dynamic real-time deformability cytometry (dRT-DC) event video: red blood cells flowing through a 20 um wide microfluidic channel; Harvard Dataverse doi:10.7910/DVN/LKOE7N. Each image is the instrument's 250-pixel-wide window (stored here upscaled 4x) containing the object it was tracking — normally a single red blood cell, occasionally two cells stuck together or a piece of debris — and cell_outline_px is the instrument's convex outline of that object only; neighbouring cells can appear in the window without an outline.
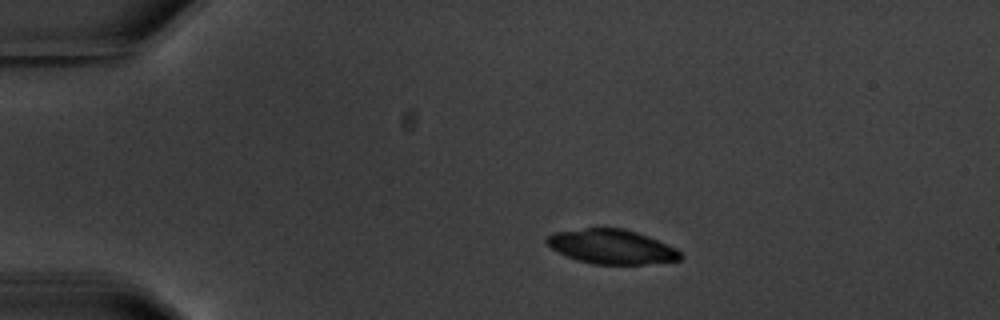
{"species": "common noctule bat (a hibernating species)", "species_latin": "Nyctalus noctula", "temperature_condition": "warm", "stored_images_in_passage": 4, "camera_frame_rate_fps": 3000, "um_per_image_px": 0.085, "animal": {"sex": "male", "body_mass_g": 20.1, "forearm_length_mm": 53.5}, "frame": {"image": 1, "passage_image": 1, "time_ms": 0.0, "image_size_px": [1000, 320], "cell_outline_px": [[684, 256], [680, 260], [644, 264], [592, 264], [568, 256], [552, 248], [544, 240], [544, 236], [552, 232], [584, 228], [624, 228], [648, 236], [668, 244], [676, 248]], "centroid_in_image_um": [51.99, 20.95], "position_along_channel_um": 33.0, "area_um2": 26.82}}